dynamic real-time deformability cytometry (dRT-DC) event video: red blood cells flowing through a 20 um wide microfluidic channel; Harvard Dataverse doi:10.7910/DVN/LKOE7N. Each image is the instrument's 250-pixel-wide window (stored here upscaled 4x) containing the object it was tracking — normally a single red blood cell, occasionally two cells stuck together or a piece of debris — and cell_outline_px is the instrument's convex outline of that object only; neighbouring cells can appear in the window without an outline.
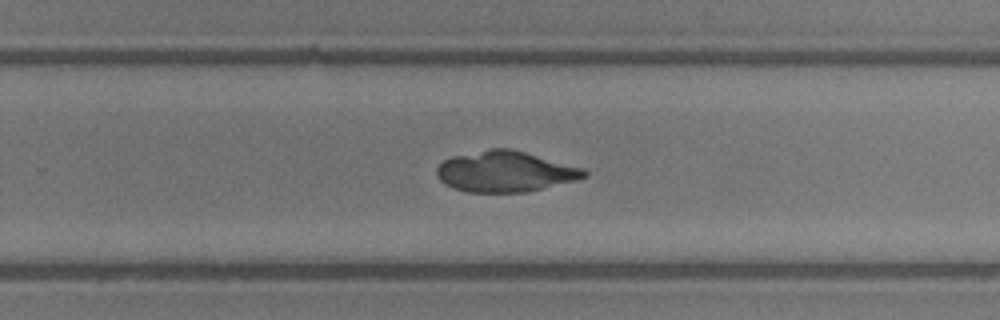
{"species": "common noctule bat (a hibernating species)", "species_latin": "Nyctalus noctula", "temperature_condition": "room temperature", "stored_images_in_passage": 32, "camera_frame_rate_fps": 3000, "um_per_image_px": 0.085, "animal": {"sex": "male", "body_mass_g": 13.3}, "frame": {"image": 1, "passage_image": 24, "time_ms": 7.667, "image_size_px": [1000, 320], "cell_outline_px": [[588, 176], [576, 180], [528, 192], [468, 192], [452, 188], [444, 184], [436, 176], [436, 168], [444, 160], [452, 156], [488, 148], [512, 148], [584, 168], [588, 172]], "centroid_in_image_um": [42.94, 14.57], "position_along_channel_um": 286.9, "area_um2": 35.37}}
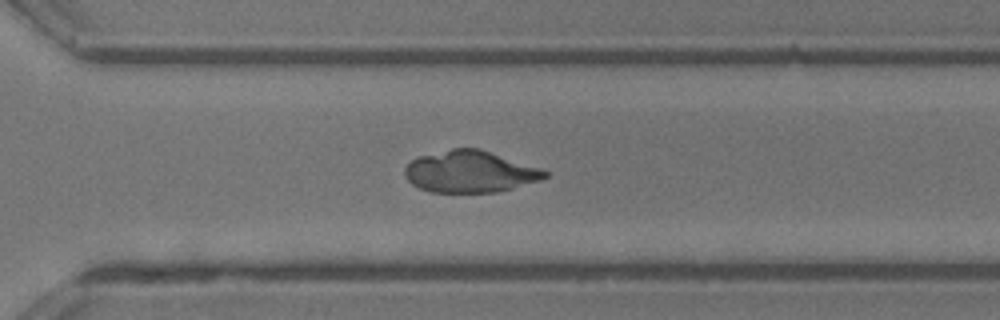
{"frame": {"image": 2, "passage_image": 27, "time_ms": 8.667, "image_size_px": [1000, 320], "cell_outline_px": [[548, 176], [540, 180], [512, 188], [496, 192], [428, 192], [412, 184], [404, 176], [404, 168], [416, 156], [452, 148], [480, 148], [540, 168], [548, 172]], "centroid_in_image_um": [39.92, 14.58], "position_along_channel_um": 330.7, "area_um2": 34.1}}